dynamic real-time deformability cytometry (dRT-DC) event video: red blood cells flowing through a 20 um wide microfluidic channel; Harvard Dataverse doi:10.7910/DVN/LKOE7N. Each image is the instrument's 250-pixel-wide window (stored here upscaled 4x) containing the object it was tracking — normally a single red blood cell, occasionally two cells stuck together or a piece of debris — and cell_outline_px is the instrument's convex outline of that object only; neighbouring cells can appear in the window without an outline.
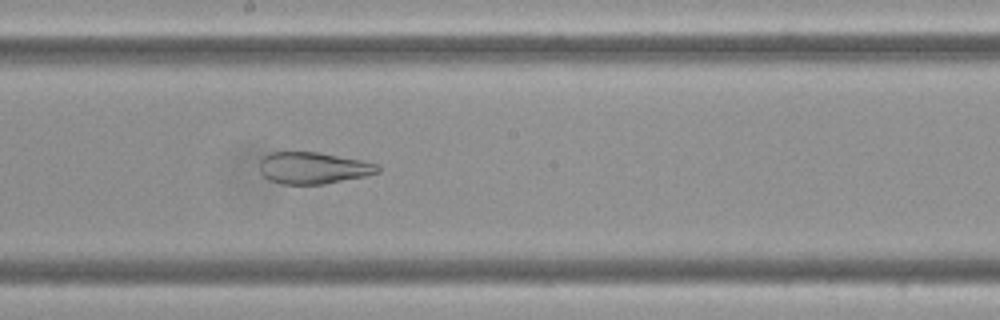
{"species": "Egyptian fruit bat (a non-hibernating species)", "species_latin": "Rousettus aegyptiacus", "temperature_condition": "cold", "stored_images_in_passage": 44, "camera_frame_rate_fps": 3000, "um_per_image_px": 0.085, "frame": {"image": 1, "passage_image": 22, "time_ms": 7.0, "image_size_px": [1000, 320], "cell_outline_px": [[380, 172], [364, 176], [324, 184], [280, 184], [264, 176], [260, 172], [260, 160], [264, 156], [272, 152], [316, 152], [360, 160], [376, 164], [380, 168]], "centroid_in_image_um": [26.6, 14.28], "position_along_channel_um": 221.6, "area_um2": 21.56}}
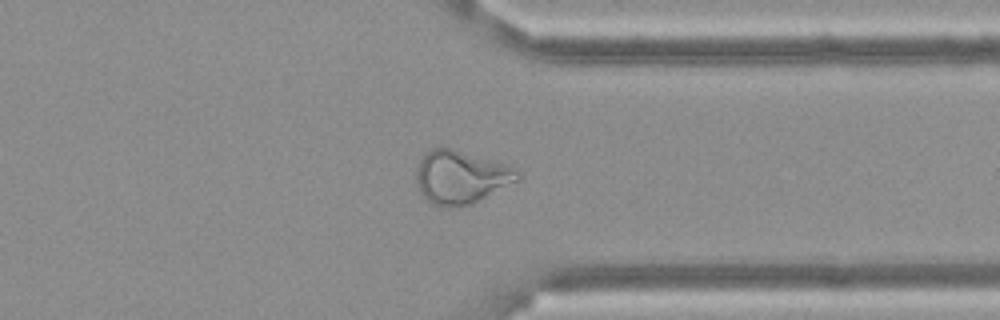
{"frame": {"image": 2, "passage_image": 35, "time_ms": 11.333, "image_size_px": [1000, 320], "cell_outline_px": [[520, 180], [472, 204], [460, 208], [440, 208], [432, 204], [420, 192], [416, 180], [416, 168], [420, 160], [432, 148], [448, 148], [500, 164], [520, 172]], "centroid_in_image_um": [39.13, 15.13], "position_along_channel_um": 372.3, "area_um2": 30.87}}
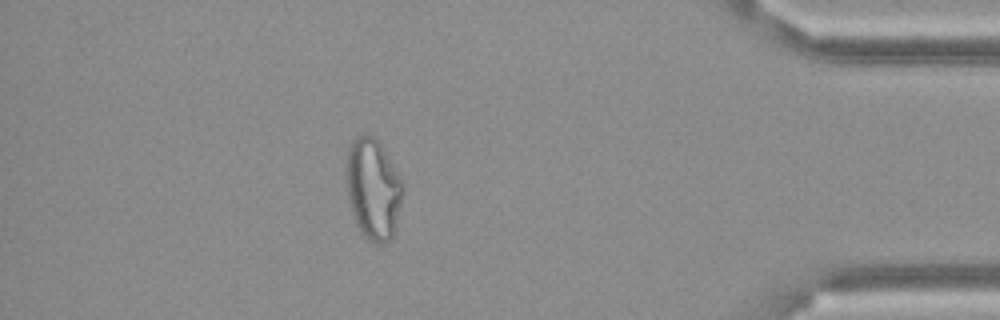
{"frame": {"image": 3, "passage_image": 41, "time_ms": 13.333, "image_size_px": [1000, 320], "cell_outline_px": [[404, 188], [396, 232], [392, 240], [384, 244], [376, 244], [368, 240], [360, 232], [356, 224], [352, 212], [348, 196], [348, 148], [352, 140], [356, 136], [372, 136], [380, 144], [400, 176]], "centroid_in_image_um": [31.76, 16.15], "position_along_channel_um": 403.4, "area_um2": 33.12}}